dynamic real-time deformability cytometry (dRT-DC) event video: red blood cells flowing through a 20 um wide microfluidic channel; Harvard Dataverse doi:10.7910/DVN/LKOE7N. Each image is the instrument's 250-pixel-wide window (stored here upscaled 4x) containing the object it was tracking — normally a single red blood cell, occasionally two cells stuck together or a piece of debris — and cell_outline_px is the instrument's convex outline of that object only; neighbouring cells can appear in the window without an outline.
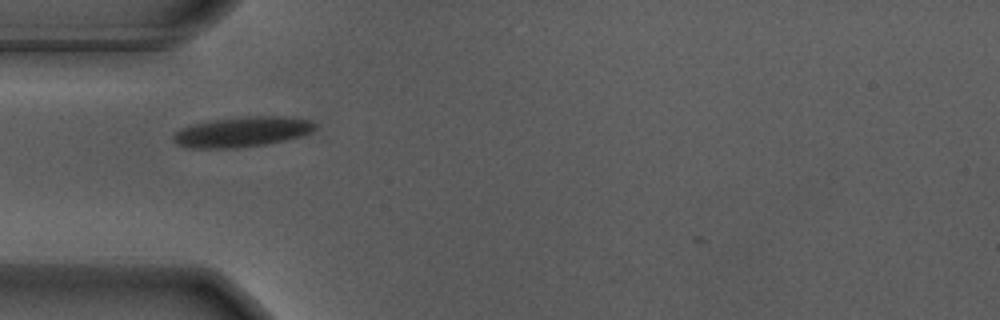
{"species": "Egyptian fruit bat (a non-hibernating species)", "species_latin": "Rousettus aegyptiacus", "temperature_condition": "warm", "stored_images_in_passage": 36, "camera_frame_rate_fps": 3000, "um_per_image_px": 0.085, "animal": {"sex": "male"}, "frame": {"image": 1, "passage_image": 1, "time_ms": 0.0, "image_size_px": [1000, 320], "cell_outline_px": [[316, 128], [312, 132], [300, 136], [268, 144], [236, 148], [192, 148], [176, 144], [172, 140], [172, 136], [180, 128], [192, 124], [208, 120], [248, 116], [292, 116], [312, 120], [316, 124]], "centroid_in_image_um": [20.6, 11.19], "position_along_channel_um": 64.4, "area_um2": 25.32}}
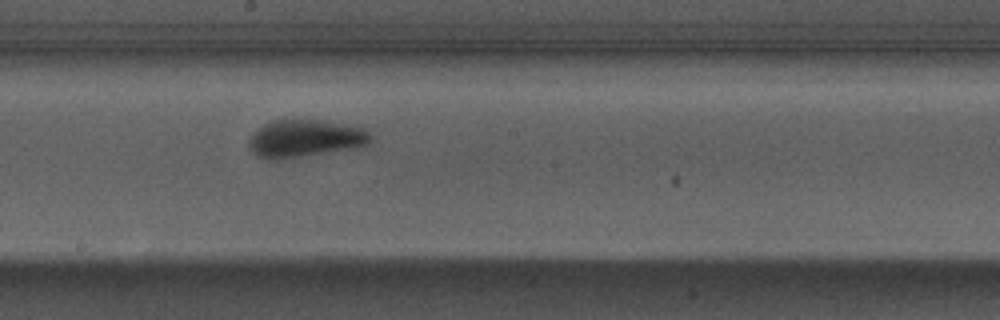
{"frame": {"image": 2, "passage_image": 14, "time_ms": 4.333, "image_size_px": [1000, 320], "cell_outline_px": [[372, 140], [368, 144], [356, 148], [300, 156], [268, 160], [256, 156], [248, 148], [248, 140], [264, 124], [272, 120], [328, 120], [352, 124], [364, 128], [372, 136]], "centroid_in_image_um": [25.97, 11.75], "position_along_channel_um": 222.2, "area_um2": 26.7}}
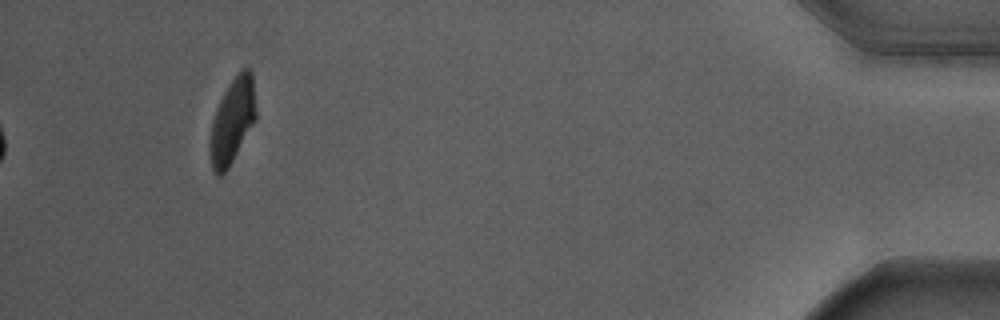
{"frame": {"image": 3, "passage_image": 36, "time_ms": 11.667, "image_size_px": [1000, 320], "cell_outline_px": [[256, 120], [228, 168], [220, 176], [216, 176], [212, 168], [208, 152], [208, 144], [212, 120], [216, 108], [224, 92], [232, 80], [244, 68], [252, 68], [256, 112]], "centroid_in_image_um": [19.73, 10.31], "position_along_channel_um": 415.5, "area_um2": 22.95}, "authors_computed_cell_mechanics": {"area_um2": 25.8077, "velocity_mm_per_s": 3.6541, "shape_relaxation_time_tau1_ms": 2.9678, "shape_relaxation_time_tau2_ms": null, "deformation_change_tau1": 0.1778, "deformation_change_tau2": null}}